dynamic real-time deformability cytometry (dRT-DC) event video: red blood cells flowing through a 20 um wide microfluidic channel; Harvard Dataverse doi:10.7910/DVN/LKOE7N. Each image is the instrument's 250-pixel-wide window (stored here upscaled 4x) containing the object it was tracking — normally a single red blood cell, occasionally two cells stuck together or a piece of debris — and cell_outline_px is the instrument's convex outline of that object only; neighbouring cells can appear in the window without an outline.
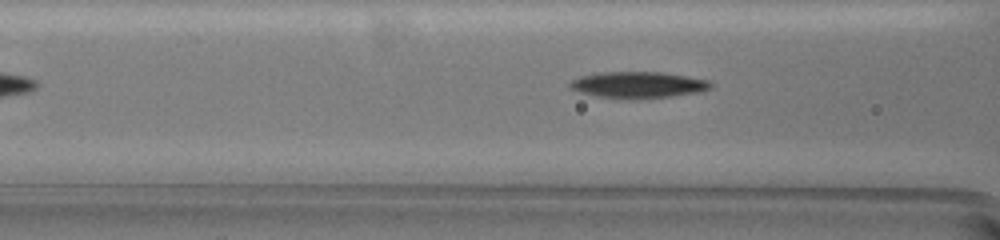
{"species": "common noctule bat (a hibernating species)", "species_latin": "Nyctalus noctula", "temperature_condition": "warm", "stored_images_in_passage": 7, "camera_frame_rate_fps": 3000, "um_per_image_px": 0.085, "animal": {"sex": "female", "body_mass_g": 19.5, "forearm_length_mm": 54.1}, "frame": {"image": 1, "passage_image": 5, "time_ms": 1.333, "image_size_px": [1000, 240], "cell_outline_px": [[712, 84], [708, 88], [696, 92], [672, 96], [640, 100], [628, 100], [596, 96], [580, 92], [572, 88], [568, 84], [572, 80], [584, 76], [604, 72], [660, 72], [708, 80]], "centroid_in_image_um": [54.21, 7.24], "position_along_channel_um": 112.4, "area_um2": 21.44}}